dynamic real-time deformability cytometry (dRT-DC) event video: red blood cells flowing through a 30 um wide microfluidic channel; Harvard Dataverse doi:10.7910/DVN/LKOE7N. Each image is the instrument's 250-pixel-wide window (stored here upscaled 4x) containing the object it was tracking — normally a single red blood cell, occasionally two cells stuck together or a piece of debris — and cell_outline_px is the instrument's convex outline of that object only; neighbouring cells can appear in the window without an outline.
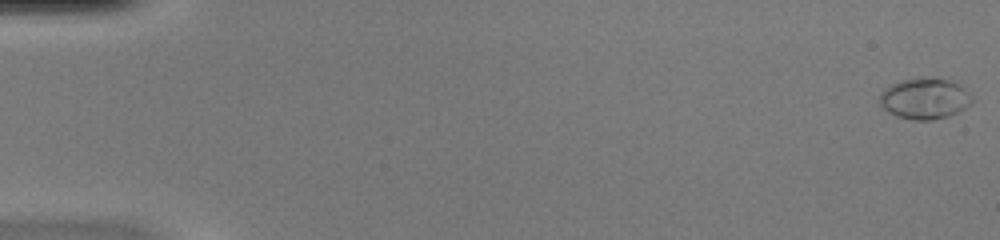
{"species": "common noctule bat (a hibernating species)", "species_latin": "Nyctalus noctula", "temperature_condition": "warm", "stored_images_in_passage": 1, "camera_frame_rate_fps": 3000, "um_per_image_px": 0.085, "animal": {"sex": "female", "body_mass_g": 20.0, "forearm_length_mm": 54.0}, "frame": {"image": 1, "passage_image": 1, "time_ms": 0.0, "image_size_px": [1000, 240], "cell_outline_px": [[976, 100], [964, 108], [948, 116], [932, 120], [916, 120], [896, 116], [888, 112], [880, 104], [880, 92], [884, 88], [900, 80], [920, 76], [932, 76], [960, 80]], "centroid_in_image_um": [78.67, 8.31], "position_along_channel_um": 6.3, "area_um2": 23.0}}